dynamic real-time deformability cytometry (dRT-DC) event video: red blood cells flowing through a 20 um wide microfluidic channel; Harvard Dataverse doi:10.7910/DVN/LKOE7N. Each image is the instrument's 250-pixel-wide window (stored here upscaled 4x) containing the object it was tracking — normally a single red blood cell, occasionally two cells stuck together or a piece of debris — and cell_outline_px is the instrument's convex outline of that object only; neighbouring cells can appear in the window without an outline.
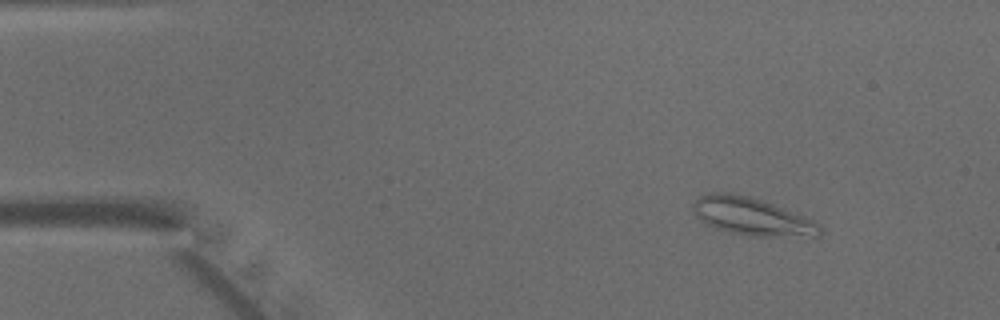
{"species": "common noctule bat (a hibernating species)", "species_latin": "Nyctalus noctula", "temperature_condition": "warm", "stored_images_in_passage": 12, "camera_frame_rate_fps": 3000, "um_per_image_px": 0.085, "animal": {"sex": "male", "body_mass_g": 15.6}, "frame": {"image": 1, "passage_image": 3, "time_ms": 0.667, "image_size_px": [1000, 320], "cell_outline_px": [[824, 232], [820, 236], [748, 236], [728, 232], [716, 228], [700, 220], [692, 212], [692, 204], [704, 192], [732, 192], [764, 200], [804, 216], [820, 224], [824, 228]], "centroid_in_image_um": [63.91, 18.39], "position_along_channel_um": 21.1, "area_um2": 28.26}}